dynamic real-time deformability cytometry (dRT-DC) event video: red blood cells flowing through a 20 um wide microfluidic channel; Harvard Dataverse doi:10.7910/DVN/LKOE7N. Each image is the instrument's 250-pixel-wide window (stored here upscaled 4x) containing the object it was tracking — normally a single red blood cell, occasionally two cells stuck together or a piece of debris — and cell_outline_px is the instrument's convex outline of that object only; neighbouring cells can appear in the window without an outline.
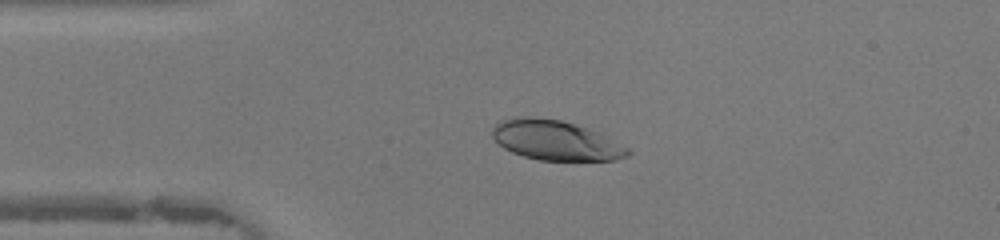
{"species": "human", "species_latin": "Homo sapiens", "temperature_condition": "warm", "stored_images_in_passage": 46, "camera_frame_rate_fps": 3000, "um_per_image_px": 0.085, "donor": {"sex": "female"}, "frame": {"image": 1, "passage_image": 10, "time_ms": 3.0, "image_size_px": [1000, 240], "cell_outline_px": [[632, 152], [628, 156], [616, 160], [540, 160], [524, 156], [512, 152], [504, 148], [492, 136], [492, 128], [500, 120], [512, 116], [532, 116], [560, 120], [596, 132], [628, 148]], "centroid_in_image_um": [47.17, 11.92], "position_along_channel_um": 37.8, "area_um2": 31.1}}
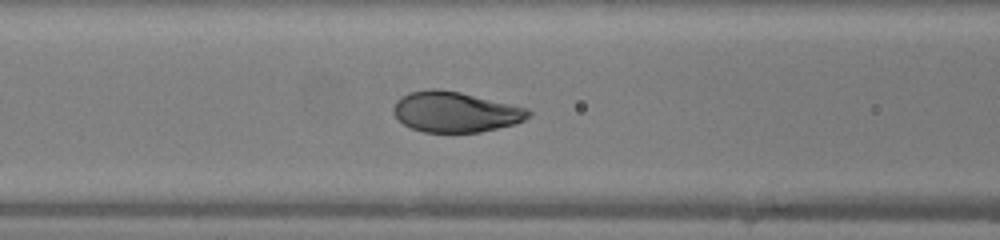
{"frame": {"image": 2, "passage_image": 18, "time_ms": 5.667, "image_size_px": [1000, 240], "cell_outline_px": [[532, 112], [524, 120], [516, 124], [480, 132], [424, 132], [412, 128], [404, 124], [392, 112], [392, 108], [396, 100], [400, 96], [408, 92], [428, 88], [436, 88], [460, 92], [528, 108]], "centroid_in_image_um": [38.68, 9.5], "position_along_channel_um": 127.9, "area_um2": 31.96}}
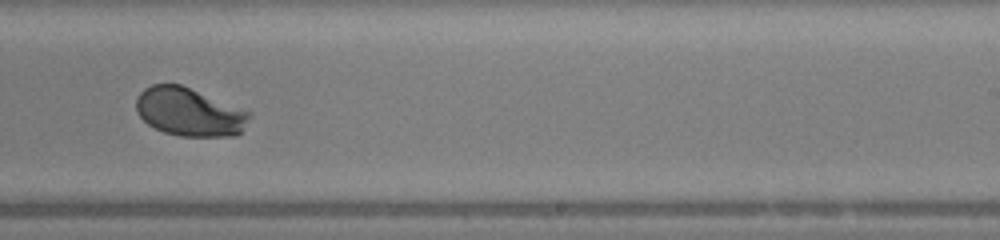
{"frame": {"image": 3, "passage_image": 28, "time_ms": 9.0, "image_size_px": [1000, 240], "cell_outline_px": [[252, 116], [240, 132], [236, 136], [180, 136], [164, 132], [148, 124], [136, 112], [136, 100], [140, 92], [144, 88], [152, 84], [180, 84], [252, 112]], "centroid_in_image_um": [16.1, 9.52], "position_along_channel_um": 272.9, "area_um2": 31.85}, "authors_computed_cell_mechanics": {"area_um2": 32.6281, "velocity_mm_per_s": 4.3666, "shape_relaxation_time_tau1_ms": 2.4064, "shape_relaxation_time_tau2_ms": null, "deformation_change_tau1": 0.1664, "deformation_change_tau2": null}}